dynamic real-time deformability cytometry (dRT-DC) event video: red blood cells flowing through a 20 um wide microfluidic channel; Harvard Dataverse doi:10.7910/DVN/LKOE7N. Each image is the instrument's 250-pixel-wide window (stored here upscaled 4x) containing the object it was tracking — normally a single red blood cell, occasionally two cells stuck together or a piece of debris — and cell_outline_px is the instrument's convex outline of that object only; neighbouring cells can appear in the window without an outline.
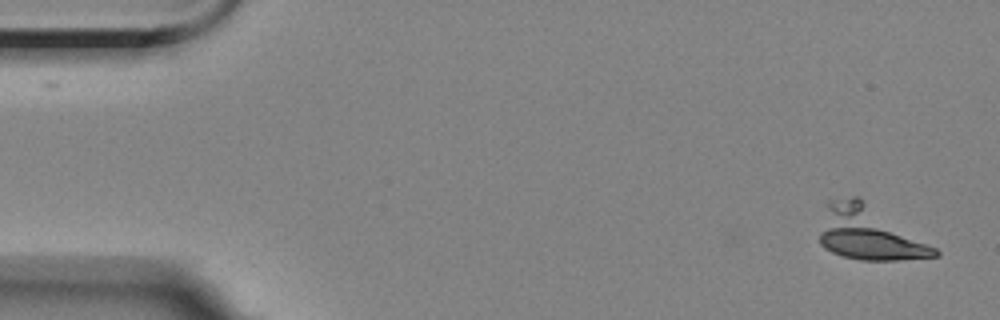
{"species": "Egyptian fruit bat (a non-hibernating species)", "species_latin": "Rousettus aegyptiacus", "temperature_condition": "room temperature", "stored_images_in_passage": 5, "segment_of_instrument_passage": [2, 2], "camera_frame_rate_fps": 3000, "um_per_image_px": 0.085, "animal": {"sex": "female"}, "frame": {"image": 1, "passage_image": 5, "time_ms": 4.333, "image_size_px": [1000, 320], "cell_outline_px": [[940, 256], [900, 260], [860, 260], [844, 256], [832, 252], [824, 248], [820, 244], [820, 232], [824, 204], [828, 200], [852, 196], [860, 196], [936, 248], [940, 252]], "centroid_in_image_um": [73.84, 19.8], "position_along_channel_um": 11.2, "area_um2": 36.18}}